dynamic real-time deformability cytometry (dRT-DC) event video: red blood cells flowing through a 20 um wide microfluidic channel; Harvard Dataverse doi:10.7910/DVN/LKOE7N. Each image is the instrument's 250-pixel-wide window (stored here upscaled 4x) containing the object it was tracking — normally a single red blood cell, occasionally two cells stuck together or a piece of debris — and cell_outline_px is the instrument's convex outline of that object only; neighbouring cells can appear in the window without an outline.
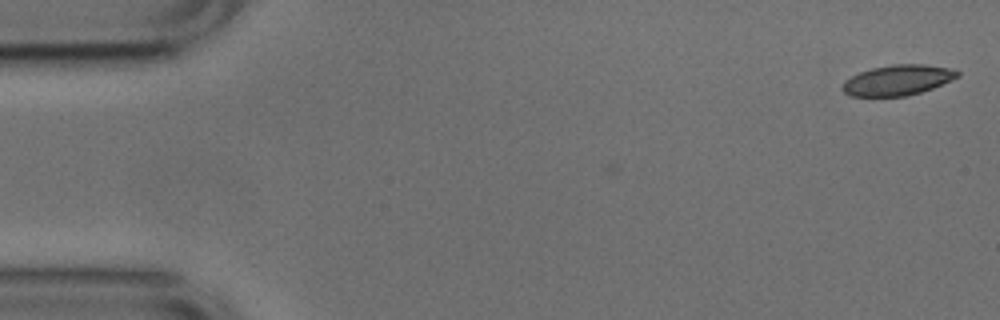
{"species": "common noctule bat (a hibernating species)", "species_latin": "Nyctalus noctula", "temperature_condition": "cold", "stored_images_in_passage": 49, "camera_frame_rate_fps": 3000, "um_per_image_px": 0.085, "animal": {"sex": "male", "body_mass_g": 17.9, "forearm_length_mm": 54.2}, "frame": {"image": 1, "passage_image": 1, "time_ms": 0.0, "image_size_px": [1000, 320], "cell_outline_px": [[960, 76], [932, 88], [920, 92], [904, 96], [852, 96], [844, 92], [840, 88], [844, 80], [860, 72], [872, 68], [892, 64], [924, 64], [948, 68], [960, 72]], "centroid_in_image_um": [76.27, 6.81], "position_along_channel_um": 8.7, "area_um2": 20.23}}
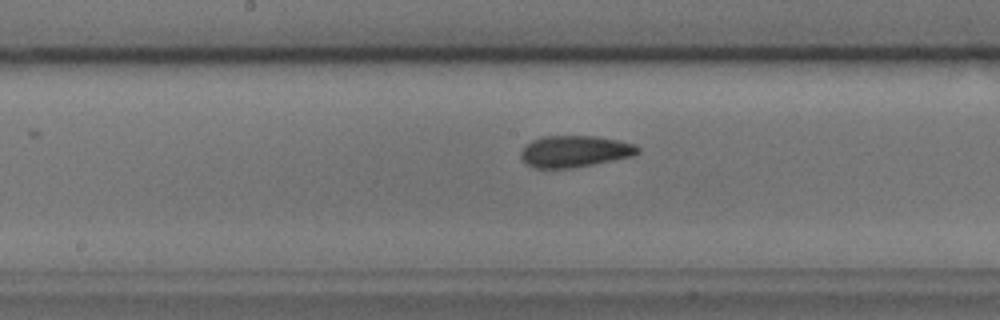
{"frame": {"image": 2, "passage_image": 26, "time_ms": 8.333, "image_size_px": [1000, 320], "cell_outline_px": [[640, 152], [632, 156], [572, 168], [536, 168], [528, 164], [520, 156], [520, 152], [532, 140], [544, 136], [596, 136], [636, 144], [640, 148]], "centroid_in_image_um": [48.87, 12.86], "position_along_channel_um": 199.3, "area_um2": 21.27}}
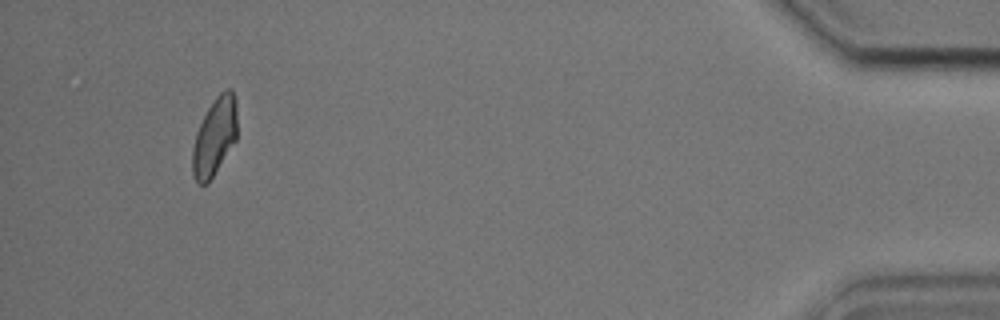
{"frame": {"image": 3, "passage_image": 49, "time_ms": 16.0, "image_size_px": [1000, 320], "cell_outline_px": [[236, 140], [208, 184], [200, 184], [196, 180], [192, 172], [192, 148], [196, 132], [208, 108], [216, 96], [224, 88], [232, 88], [236, 100]], "centroid_in_image_um": [18.24, 11.6], "position_along_channel_um": 417.0, "area_um2": 20.29}, "authors_computed_cell_mechanics": {"area_um2": 21.0392, "velocity_mm_per_s": 3.7757, "shape_relaxation_time_tau1_ms": 8.1856, "shape_relaxation_time_tau2_ms": 2.2927, "deformation_change_tau1": 0.1673, "deformation_change_tau2": 0.0853}}